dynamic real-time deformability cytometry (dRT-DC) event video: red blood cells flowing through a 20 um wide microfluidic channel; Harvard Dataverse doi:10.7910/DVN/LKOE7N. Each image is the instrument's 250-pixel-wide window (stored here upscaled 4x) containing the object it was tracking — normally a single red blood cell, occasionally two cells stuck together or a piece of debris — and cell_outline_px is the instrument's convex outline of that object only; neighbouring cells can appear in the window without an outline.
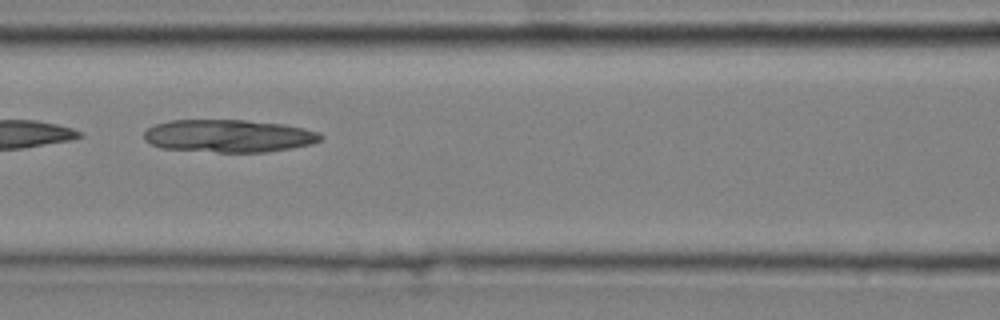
{"species": "common noctule bat (a hibernating species)", "species_latin": "Nyctalus noctula", "temperature_condition": "cold", "stored_images_in_passage": 5, "camera_frame_rate_fps": 3000, "um_per_image_px": 0.085, "animal": {"sex": "male", "body_mass_g": 20.4}, "frame": {"image": 1, "passage_image": 3, "time_ms": 0.667, "image_size_px": [1000, 320], "cell_outline_px": [[324, 136], [320, 140], [312, 144], [292, 148], [264, 152], [216, 152], [160, 148], [144, 140], [144, 132], [148, 128], [156, 124], [172, 120], [244, 120], [284, 124], [304, 128], [320, 132]], "centroid_in_image_um": [19.46, 11.55], "position_along_channel_um": 147.1, "area_um2": 33.76}}
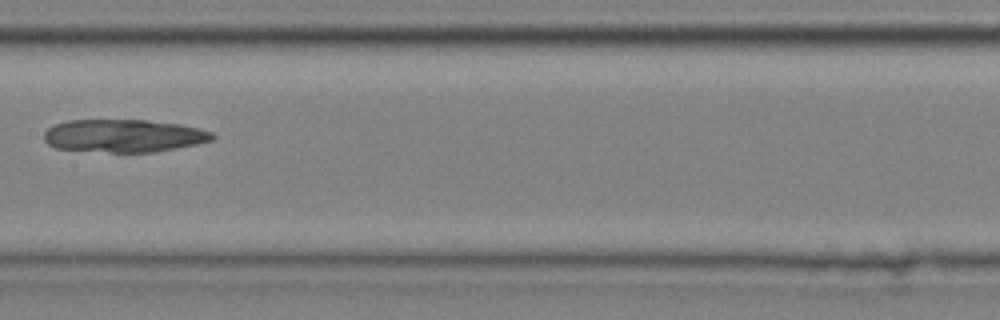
{"frame": {"image": 2, "passage_image": 4, "time_ms": 1.0, "image_size_px": [1000, 320], "cell_outline_px": [[216, 136], [212, 140], [196, 144], [156, 152], [112, 152], [56, 148], [48, 144], [44, 140], [44, 132], [48, 128], [56, 124], [68, 120], [148, 120], [180, 124], [212, 132]], "centroid_in_image_um": [10.52, 11.54], "position_along_channel_um": 196.9, "area_um2": 32.08}}
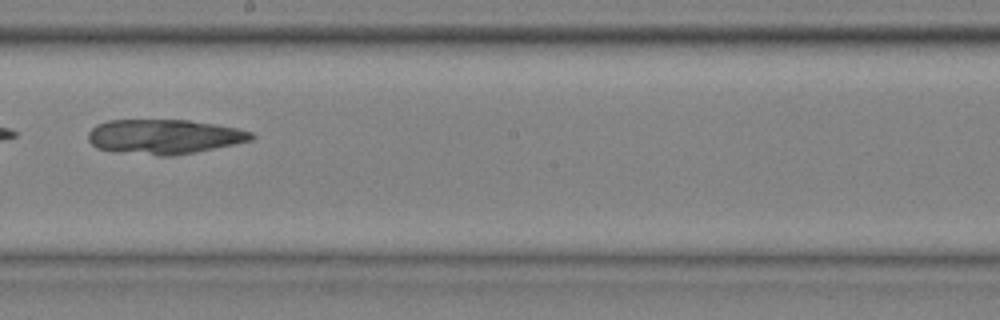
{"frame": {"image": 3, "passage_image": 5, "time_ms": 1.333, "image_size_px": [1000, 320], "cell_outline_px": [[256, 136], [252, 140], [196, 152], [172, 156], [160, 156], [96, 148], [88, 140], [88, 132], [96, 124], [108, 120], [188, 120], [216, 124], [236, 128], [252, 132]], "centroid_in_image_um": [13.96, 11.6], "position_along_channel_um": 234.2, "area_um2": 32.77}}